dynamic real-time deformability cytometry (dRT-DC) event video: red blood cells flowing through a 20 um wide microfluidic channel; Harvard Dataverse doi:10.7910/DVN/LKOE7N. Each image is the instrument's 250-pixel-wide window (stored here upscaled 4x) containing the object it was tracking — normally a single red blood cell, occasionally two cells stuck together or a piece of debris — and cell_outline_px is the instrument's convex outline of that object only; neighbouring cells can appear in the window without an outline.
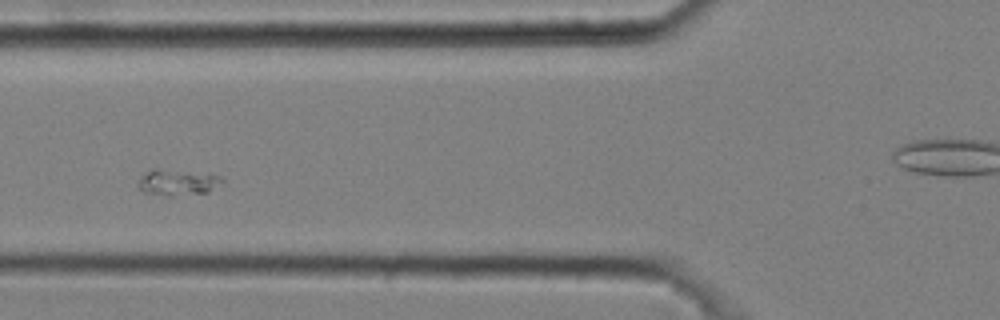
{"species": "common noctule bat (a hibernating species)", "species_latin": "Nyctalus noctula", "temperature_condition": "cold", "stored_images_in_passage": 5, "segment_of_instrument_passage": [1, 2], "camera_frame_rate_fps": 3000, "um_per_image_px": 0.085, "animal": {"sex": "male", "body_mass_g": 20.4}, "frame": {"image": 1, "passage_image": 4, "time_ms": 1.0, "image_size_px": [1000, 320], "cell_outline_px": [[224, 180], [208, 192], [172, 196], [168, 196], [144, 192], [136, 184], [152, 168], [156, 168], [220, 176]], "centroid_in_image_um": [15.06, 15.51], "position_along_channel_um": 110.7, "area_um2": 12.25}}